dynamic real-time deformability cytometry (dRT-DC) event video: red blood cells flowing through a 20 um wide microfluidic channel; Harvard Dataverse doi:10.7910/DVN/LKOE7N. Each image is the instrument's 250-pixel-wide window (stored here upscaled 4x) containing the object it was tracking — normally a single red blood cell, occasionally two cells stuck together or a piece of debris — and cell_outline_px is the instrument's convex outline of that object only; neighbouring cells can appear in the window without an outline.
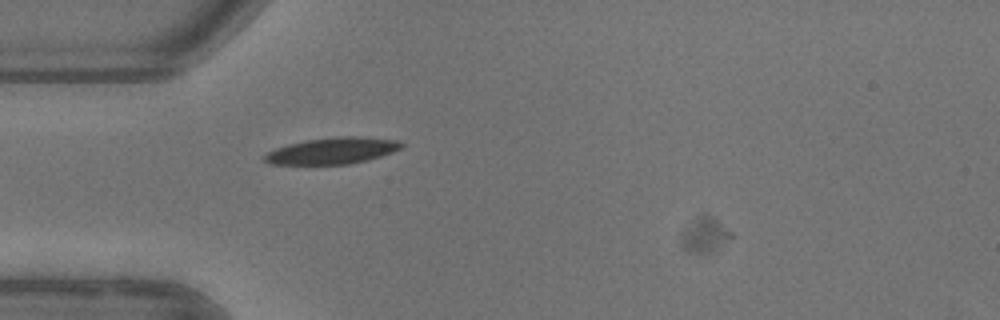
{"species": "common noctule bat (a hibernating species)", "species_latin": "Nyctalus noctula", "temperature_condition": "warm", "stored_images_in_passage": 2, "camera_frame_rate_fps": 3000, "um_per_image_px": 0.085, "animal": {"sex": "female"}, "frame": {"image": 1, "passage_image": 2, "time_ms": 1.0, "image_size_px": [1000, 320], "cell_outline_px": [[404, 148], [368, 160], [348, 164], [268, 164], [264, 160], [264, 156], [268, 152], [276, 148], [288, 144], [308, 140], [340, 136], [356, 136], [396, 140], [404, 144]], "centroid_in_image_um": [28.27, 12.82], "position_along_channel_um": 56.7, "area_um2": 20.92}}